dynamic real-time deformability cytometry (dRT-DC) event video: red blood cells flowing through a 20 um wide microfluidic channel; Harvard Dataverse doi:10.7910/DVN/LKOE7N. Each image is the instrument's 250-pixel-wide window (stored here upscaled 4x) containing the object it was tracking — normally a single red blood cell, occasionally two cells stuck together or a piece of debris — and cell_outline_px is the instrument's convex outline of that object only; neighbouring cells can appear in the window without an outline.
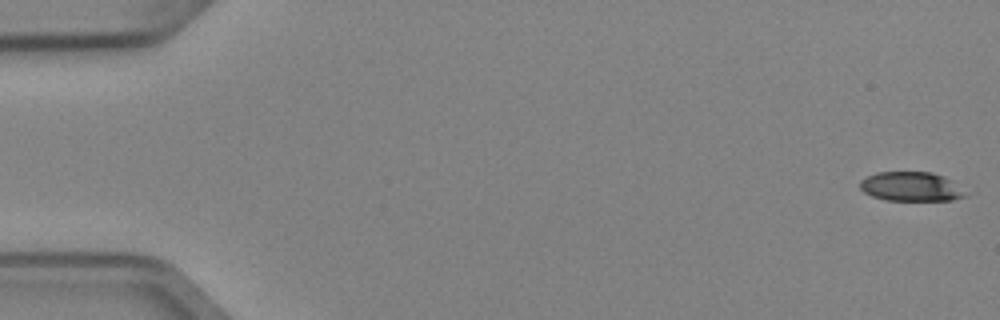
{"species": "Egyptian fruit bat (a non-hibernating species)", "species_latin": "Rousettus aegyptiacus", "temperature_condition": "cold", "stored_images_in_passage": 52, "camera_frame_rate_fps": 3000, "um_per_image_px": 0.085, "animal": {"sex": "female"}, "frame": {"image": 1, "passage_image": 1, "time_ms": 0.0, "image_size_px": [1000, 320], "cell_outline_px": [[968, 196], [952, 200], [884, 200], [872, 196], [864, 192], [860, 188], [860, 180], [876, 172], [932, 172], [944, 176], [952, 180]], "centroid_in_image_um": [77.43, 15.86], "position_along_channel_um": 7.6, "area_um2": 17.98}}
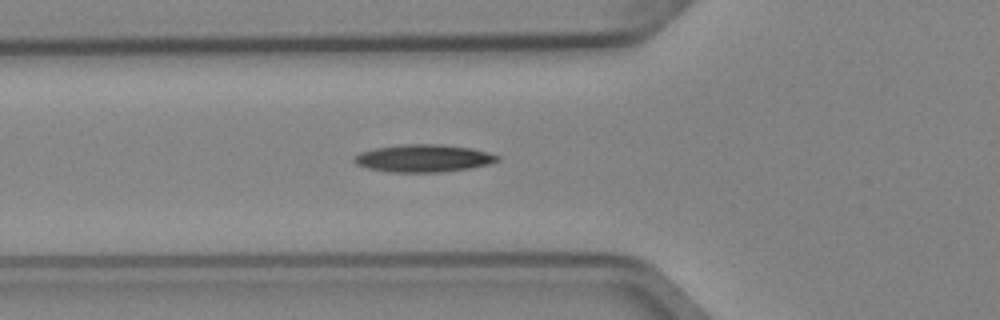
{"frame": {"image": 2, "passage_image": 19, "time_ms": 6.0, "image_size_px": [1000, 320], "cell_outline_px": [[500, 160], [488, 164], [472, 168], [440, 172], [388, 172], [368, 168], [356, 164], [352, 160], [352, 156], [360, 152], [376, 148], [400, 144], [440, 144], [472, 148], [488, 152], [500, 156]], "centroid_in_image_um": [35.98, 13.45], "position_along_channel_um": 89.8, "area_um2": 23.18}}
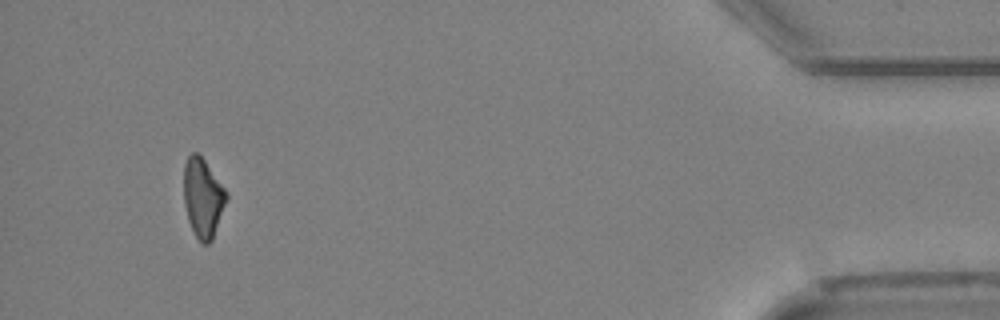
{"frame": {"image": 3, "passage_image": 49, "time_ms": 16.0, "image_size_px": [1000, 320], "cell_outline_px": [[228, 196], [212, 240], [208, 244], [200, 244], [188, 220], [184, 204], [184, 164], [188, 156], [192, 152], [196, 152], [204, 160], [228, 192]], "centroid_in_image_um": [17.24, 16.82], "position_along_channel_um": 418.0, "area_um2": 19.54}}